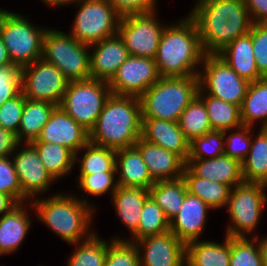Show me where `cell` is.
I'll list each match as a JSON object with an SVG mask.
<instances>
[{"mask_svg":"<svg viewBox=\"0 0 267 266\" xmlns=\"http://www.w3.org/2000/svg\"><path fill=\"white\" fill-rule=\"evenodd\" d=\"M258 236L259 235L254 234L251 237H256L257 240L260 239L258 242H259L261 252H262L263 264L264 266H267V235L262 238H259Z\"/></svg>","mask_w":267,"mask_h":266,"instance_id":"obj_53","label":"cell"},{"mask_svg":"<svg viewBox=\"0 0 267 266\" xmlns=\"http://www.w3.org/2000/svg\"><path fill=\"white\" fill-rule=\"evenodd\" d=\"M24 145L19 144L16 147V152L14 151L12 154L13 157H9L13 160L22 187V203L36 199L37 195L47 192L52 183L55 182L41 162L37 150L30 143ZM21 146L24 148L20 149Z\"/></svg>","mask_w":267,"mask_h":266,"instance_id":"obj_15","label":"cell"},{"mask_svg":"<svg viewBox=\"0 0 267 266\" xmlns=\"http://www.w3.org/2000/svg\"><path fill=\"white\" fill-rule=\"evenodd\" d=\"M134 146L140 151L142 159L155 182L175 180L182 177L186 162L176 153L150 143L141 137Z\"/></svg>","mask_w":267,"mask_h":266,"instance_id":"obj_20","label":"cell"},{"mask_svg":"<svg viewBox=\"0 0 267 266\" xmlns=\"http://www.w3.org/2000/svg\"><path fill=\"white\" fill-rule=\"evenodd\" d=\"M210 209L200 198L187 192L179 212L170 220V231L185 245L200 240Z\"/></svg>","mask_w":267,"mask_h":266,"instance_id":"obj_18","label":"cell"},{"mask_svg":"<svg viewBox=\"0 0 267 266\" xmlns=\"http://www.w3.org/2000/svg\"><path fill=\"white\" fill-rule=\"evenodd\" d=\"M104 266H140L139 252L133 242L116 237L109 241Z\"/></svg>","mask_w":267,"mask_h":266,"instance_id":"obj_41","label":"cell"},{"mask_svg":"<svg viewBox=\"0 0 267 266\" xmlns=\"http://www.w3.org/2000/svg\"><path fill=\"white\" fill-rule=\"evenodd\" d=\"M83 197L82 194V200L75 194L61 192L44 199H33L29 207L34 208L43 225L70 245L88 239L94 233L90 225L96 208Z\"/></svg>","mask_w":267,"mask_h":266,"instance_id":"obj_3","label":"cell"},{"mask_svg":"<svg viewBox=\"0 0 267 266\" xmlns=\"http://www.w3.org/2000/svg\"><path fill=\"white\" fill-rule=\"evenodd\" d=\"M91 78L109 83L117 69L129 57L128 50L118 34L90 45Z\"/></svg>","mask_w":267,"mask_h":266,"instance_id":"obj_19","label":"cell"},{"mask_svg":"<svg viewBox=\"0 0 267 266\" xmlns=\"http://www.w3.org/2000/svg\"><path fill=\"white\" fill-rule=\"evenodd\" d=\"M121 15L147 13L156 10V0H108Z\"/></svg>","mask_w":267,"mask_h":266,"instance_id":"obj_48","label":"cell"},{"mask_svg":"<svg viewBox=\"0 0 267 266\" xmlns=\"http://www.w3.org/2000/svg\"><path fill=\"white\" fill-rule=\"evenodd\" d=\"M253 23H267V0H244Z\"/></svg>","mask_w":267,"mask_h":266,"instance_id":"obj_50","label":"cell"},{"mask_svg":"<svg viewBox=\"0 0 267 266\" xmlns=\"http://www.w3.org/2000/svg\"><path fill=\"white\" fill-rule=\"evenodd\" d=\"M115 176H117L116 171L79 175L77 180L79 182L78 189L85 194L97 197L110 191L112 196L118 186Z\"/></svg>","mask_w":267,"mask_h":266,"instance_id":"obj_43","label":"cell"},{"mask_svg":"<svg viewBox=\"0 0 267 266\" xmlns=\"http://www.w3.org/2000/svg\"><path fill=\"white\" fill-rule=\"evenodd\" d=\"M186 167L195 176L227 184L231 188L244 182L242 164L224 154L212 159H188Z\"/></svg>","mask_w":267,"mask_h":266,"instance_id":"obj_22","label":"cell"},{"mask_svg":"<svg viewBox=\"0 0 267 266\" xmlns=\"http://www.w3.org/2000/svg\"><path fill=\"white\" fill-rule=\"evenodd\" d=\"M199 75L160 77L140 98L142 118L178 122L196 97Z\"/></svg>","mask_w":267,"mask_h":266,"instance_id":"obj_5","label":"cell"},{"mask_svg":"<svg viewBox=\"0 0 267 266\" xmlns=\"http://www.w3.org/2000/svg\"><path fill=\"white\" fill-rule=\"evenodd\" d=\"M12 65L6 46L0 36V66Z\"/></svg>","mask_w":267,"mask_h":266,"instance_id":"obj_52","label":"cell"},{"mask_svg":"<svg viewBox=\"0 0 267 266\" xmlns=\"http://www.w3.org/2000/svg\"><path fill=\"white\" fill-rule=\"evenodd\" d=\"M178 123L189 142L213 131L204 101L198 95L181 113Z\"/></svg>","mask_w":267,"mask_h":266,"instance_id":"obj_36","label":"cell"},{"mask_svg":"<svg viewBox=\"0 0 267 266\" xmlns=\"http://www.w3.org/2000/svg\"><path fill=\"white\" fill-rule=\"evenodd\" d=\"M85 151L82 158L78 154ZM75 153V163L79 162L80 175L116 171V150L99 146L88 141L80 150Z\"/></svg>","mask_w":267,"mask_h":266,"instance_id":"obj_35","label":"cell"},{"mask_svg":"<svg viewBox=\"0 0 267 266\" xmlns=\"http://www.w3.org/2000/svg\"><path fill=\"white\" fill-rule=\"evenodd\" d=\"M254 138L247 157L241 163L243 181L267 185V128H260Z\"/></svg>","mask_w":267,"mask_h":266,"instance_id":"obj_32","label":"cell"},{"mask_svg":"<svg viewBox=\"0 0 267 266\" xmlns=\"http://www.w3.org/2000/svg\"><path fill=\"white\" fill-rule=\"evenodd\" d=\"M182 178L187 192L200 198L211 209L216 210L227 206L232 189L229 185L195 176L186 166Z\"/></svg>","mask_w":267,"mask_h":266,"instance_id":"obj_29","label":"cell"},{"mask_svg":"<svg viewBox=\"0 0 267 266\" xmlns=\"http://www.w3.org/2000/svg\"><path fill=\"white\" fill-rule=\"evenodd\" d=\"M24 105L25 96L22 92L1 105L0 127L12 131L17 135Z\"/></svg>","mask_w":267,"mask_h":266,"instance_id":"obj_46","label":"cell"},{"mask_svg":"<svg viewBox=\"0 0 267 266\" xmlns=\"http://www.w3.org/2000/svg\"><path fill=\"white\" fill-rule=\"evenodd\" d=\"M241 78L249 83L264 78L259 72L249 33L237 37L218 54Z\"/></svg>","mask_w":267,"mask_h":266,"instance_id":"obj_24","label":"cell"},{"mask_svg":"<svg viewBox=\"0 0 267 266\" xmlns=\"http://www.w3.org/2000/svg\"><path fill=\"white\" fill-rule=\"evenodd\" d=\"M197 95L204 101L213 131H231L243 125L240 106L205 94L200 87Z\"/></svg>","mask_w":267,"mask_h":266,"instance_id":"obj_33","label":"cell"},{"mask_svg":"<svg viewBox=\"0 0 267 266\" xmlns=\"http://www.w3.org/2000/svg\"><path fill=\"white\" fill-rule=\"evenodd\" d=\"M76 250L67 259L68 266H104L109 242L93 233L88 239L77 242Z\"/></svg>","mask_w":267,"mask_h":266,"instance_id":"obj_38","label":"cell"},{"mask_svg":"<svg viewBox=\"0 0 267 266\" xmlns=\"http://www.w3.org/2000/svg\"><path fill=\"white\" fill-rule=\"evenodd\" d=\"M56 107L57 105L48 101L25 98L21 123L16 135L19 143H32L37 140L42 128L48 122L51 113Z\"/></svg>","mask_w":267,"mask_h":266,"instance_id":"obj_28","label":"cell"},{"mask_svg":"<svg viewBox=\"0 0 267 266\" xmlns=\"http://www.w3.org/2000/svg\"><path fill=\"white\" fill-rule=\"evenodd\" d=\"M89 141V133L70 117L60 106L51 113L37 140L69 148L77 153Z\"/></svg>","mask_w":267,"mask_h":266,"instance_id":"obj_17","label":"cell"},{"mask_svg":"<svg viewBox=\"0 0 267 266\" xmlns=\"http://www.w3.org/2000/svg\"><path fill=\"white\" fill-rule=\"evenodd\" d=\"M24 206V203L18 204L0 216V256L14 253L26 239L31 220Z\"/></svg>","mask_w":267,"mask_h":266,"instance_id":"obj_25","label":"cell"},{"mask_svg":"<svg viewBox=\"0 0 267 266\" xmlns=\"http://www.w3.org/2000/svg\"><path fill=\"white\" fill-rule=\"evenodd\" d=\"M266 188L263 183L243 182L231 189L226 206L230 225L225 236L246 238V234L254 233L266 206Z\"/></svg>","mask_w":267,"mask_h":266,"instance_id":"obj_9","label":"cell"},{"mask_svg":"<svg viewBox=\"0 0 267 266\" xmlns=\"http://www.w3.org/2000/svg\"><path fill=\"white\" fill-rule=\"evenodd\" d=\"M178 22V23H177ZM167 25L154 58L161 77L199 75L204 56L196 22L186 16Z\"/></svg>","mask_w":267,"mask_h":266,"instance_id":"obj_2","label":"cell"},{"mask_svg":"<svg viewBox=\"0 0 267 266\" xmlns=\"http://www.w3.org/2000/svg\"><path fill=\"white\" fill-rule=\"evenodd\" d=\"M250 238L230 237V266H264L259 242Z\"/></svg>","mask_w":267,"mask_h":266,"instance_id":"obj_39","label":"cell"},{"mask_svg":"<svg viewBox=\"0 0 267 266\" xmlns=\"http://www.w3.org/2000/svg\"><path fill=\"white\" fill-rule=\"evenodd\" d=\"M156 12L132 13L121 16L117 34L129 55L154 59L166 25L159 22Z\"/></svg>","mask_w":267,"mask_h":266,"instance_id":"obj_12","label":"cell"},{"mask_svg":"<svg viewBox=\"0 0 267 266\" xmlns=\"http://www.w3.org/2000/svg\"><path fill=\"white\" fill-rule=\"evenodd\" d=\"M18 204L8 195L0 193V215L10 212Z\"/></svg>","mask_w":267,"mask_h":266,"instance_id":"obj_51","label":"cell"},{"mask_svg":"<svg viewBox=\"0 0 267 266\" xmlns=\"http://www.w3.org/2000/svg\"><path fill=\"white\" fill-rule=\"evenodd\" d=\"M224 131H212L190 142L188 159H212L224 154Z\"/></svg>","mask_w":267,"mask_h":266,"instance_id":"obj_40","label":"cell"},{"mask_svg":"<svg viewBox=\"0 0 267 266\" xmlns=\"http://www.w3.org/2000/svg\"><path fill=\"white\" fill-rule=\"evenodd\" d=\"M188 15L196 22L205 54H219L253 25L244 0H198Z\"/></svg>","mask_w":267,"mask_h":266,"instance_id":"obj_1","label":"cell"},{"mask_svg":"<svg viewBox=\"0 0 267 266\" xmlns=\"http://www.w3.org/2000/svg\"><path fill=\"white\" fill-rule=\"evenodd\" d=\"M21 14L0 9V36L13 65L20 68L42 58L43 38L48 28L36 27Z\"/></svg>","mask_w":267,"mask_h":266,"instance_id":"obj_6","label":"cell"},{"mask_svg":"<svg viewBox=\"0 0 267 266\" xmlns=\"http://www.w3.org/2000/svg\"><path fill=\"white\" fill-rule=\"evenodd\" d=\"M117 184L121 187L143 188L149 190L155 183L140 151L135 147L116 150Z\"/></svg>","mask_w":267,"mask_h":266,"instance_id":"obj_23","label":"cell"},{"mask_svg":"<svg viewBox=\"0 0 267 266\" xmlns=\"http://www.w3.org/2000/svg\"><path fill=\"white\" fill-rule=\"evenodd\" d=\"M38 155L47 172L56 181L69 175L75 166V154L64 146L48 142L30 143Z\"/></svg>","mask_w":267,"mask_h":266,"instance_id":"obj_31","label":"cell"},{"mask_svg":"<svg viewBox=\"0 0 267 266\" xmlns=\"http://www.w3.org/2000/svg\"><path fill=\"white\" fill-rule=\"evenodd\" d=\"M154 59L129 55L108 83L111 93L118 96L141 97L160 79Z\"/></svg>","mask_w":267,"mask_h":266,"instance_id":"obj_14","label":"cell"},{"mask_svg":"<svg viewBox=\"0 0 267 266\" xmlns=\"http://www.w3.org/2000/svg\"><path fill=\"white\" fill-rule=\"evenodd\" d=\"M134 244L140 266H186V245L171 231L141 238Z\"/></svg>","mask_w":267,"mask_h":266,"instance_id":"obj_16","label":"cell"},{"mask_svg":"<svg viewBox=\"0 0 267 266\" xmlns=\"http://www.w3.org/2000/svg\"><path fill=\"white\" fill-rule=\"evenodd\" d=\"M21 92V68L13 64L0 66V106Z\"/></svg>","mask_w":267,"mask_h":266,"instance_id":"obj_45","label":"cell"},{"mask_svg":"<svg viewBox=\"0 0 267 266\" xmlns=\"http://www.w3.org/2000/svg\"><path fill=\"white\" fill-rule=\"evenodd\" d=\"M149 196V190L119 185L111 196L119 220L129 229L131 235L138 229L142 208Z\"/></svg>","mask_w":267,"mask_h":266,"instance_id":"obj_26","label":"cell"},{"mask_svg":"<svg viewBox=\"0 0 267 266\" xmlns=\"http://www.w3.org/2000/svg\"><path fill=\"white\" fill-rule=\"evenodd\" d=\"M68 84L64 74L42 58L21 68V88L27 99L60 106Z\"/></svg>","mask_w":267,"mask_h":266,"instance_id":"obj_13","label":"cell"},{"mask_svg":"<svg viewBox=\"0 0 267 266\" xmlns=\"http://www.w3.org/2000/svg\"><path fill=\"white\" fill-rule=\"evenodd\" d=\"M90 45L70 34L47 29L43 38L42 59L56 66L69 81L91 78Z\"/></svg>","mask_w":267,"mask_h":266,"instance_id":"obj_7","label":"cell"},{"mask_svg":"<svg viewBox=\"0 0 267 266\" xmlns=\"http://www.w3.org/2000/svg\"><path fill=\"white\" fill-rule=\"evenodd\" d=\"M141 138L176 153L185 162L188 160L190 142L183 134L178 122L142 118Z\"/></svg>","mask_w":267,"mask_h":266,"instance_id":"obj_21","label":"cell"},{"mask_svg":"<svg viewBox=\"0 0 267 266\" xmlns=\"http://www.w3.org/2000/svg\"><path fill=\"white\" fill-rule=\"evenodd\" d=\"M170 231V221L165 217L163 210L149 196L142 208L138 229L131 235V239H124L135 242L141 238L161 235Z\"/></svg>","mask_w":267,"mask_h":266,"instance_id":"obj_37","label":"cell"},{"mask_svg":"<svg viewBox=\"0 0 267 266\" xmlns=\"http://www.w3.org/2000/svg\"><path fill=\"white\" fill-rule=\"evenodd\" d=\"M70 35L91 45L117 34L121 15L108 0H79Z\"/></svg>","mask_w":267,"mask_h":266,"instance_id":"obj_10","label":"cell"},{"mask_svg":"<svg viewBox=\"0 0 267 266\" xmlns=\"http://www.w3.org/2000/svg\"><path fill=\"white\" fill-rule=\"evenodd\" d=\"M0 193L10 196L17 204L22 203V187L12 158L0 157Z\"/></svg>","mask_w":267,"mask_h":266,"instance_id":"obj_44","label":"cell"},{"mask_svg":"<svg viewBox=\"0 0 267 266\" xmlns=\"http://www.w3.org/2000/svg\"><path fill=\"white\" fill-rule=\"evenodd\" d=\"M79 0H42V2L44 4H46L47 6H51V7H56V6H64V5H69V4H73L78 2Z\"/></svg>","mask_w":267,"mask_h":266,"instance_id":"obj_54","label":"cell"},{"mask_svg":"<svg viewBox=\"0 0 267 266\" xmlns=\"http://www.w3.org/2000/svg\"><path fill=\"white\" fill-rule=\"evenodd\" d=\"M223 243L196 240L186 245V266H230V237Z\"/></svg>","mask_w":267,"mask_h":266,"instance_id":"obj_27","label":"cell"},{"mask_svg":"<svg viewBox=\"0 0 267 266\" xmlns=\"http://www.w3.org/2000/svg\"><path fill=\"white\" fill-rule=\"evenodd\" d=\"M111 94L107 82L92 78L69 81L60 107L90 133Z\"/></svg>","mask_w":267,"mask_h":266,"instance_id":"obj_8","label":"cell"},{"mask_svg":"<svg viewBox=\"0 0 267 266\" xmlns=\"http://www.w3.org/2000/svg\"><path fill=\"white\" fill-rule=\"evenodd\" d=\"M240 110L243 125L253 127L259 121V128H267V77L249 83Z\"/></svg>","mask_w":267,"mask_h":266,"instance_id":"obj_30","label":"cell"},{"mask_svg":"<svg viewBox=\"0 0 267 266\" xmlns=\"http://www.w3.org/2000/svg\"><path fill=\"white\" fill-rule=\"evenodd\" d=\"M254 127H248L241 125L240 127L232 129V133L229 130L224 131L225 144H224V155L230 158L237 159L242 163L248 155L251 147L252 129ZM230 133L227 136V133Z\"/></svg>","mask_w":267,"mask_h":266,"instance_id":"obj_42","label":"cell"},{"mask_svg":"<svg viewBox=\"0 0 267 266\" xmlns=\"http://www.w3.org/2000/svg\"><path fill=\"white\" fill-rule=\"evenodd\" d=\"M199 72V87L208 95L241 107L249 82L218 54H206Z\"/></svg>","mask_w":267,"mask_h":266,"instance_id":"obj_11","label":"cell"},{"mask_svg":"<svg viewBox=\"0 0 267 266\" xmlns=\"http://www.w3.org/2000/svg\"><path fill=\"white\" fill-rule=\"evenodd\" d=\"M19 144L15 133L0 127V157L11 156Z\"/></svg>","mask_w":267,"mask_h":266,"instance_id":"obj_49","label":"cell"},{"mask_svg":"<svg viewBox=\"0 0 267 266\" xmlns=\"http://www.w3.org/2000/svg\"><path fill=\"white\" fill-rule=\"evenodd\" d=\"M251 40L257 68L267 77V23H253Z\"/></svg>","mask_w":267,"mask_h":266,"instance_id":"obj_47","label":"cell"},{"mask_svg":"<svg viewBox=\"0 0 267 266\" xmlns=\"http://www.w3.org/2000/svg\"><path fill=\"white\" fill-rule=\"evenodd\" d=\"M150 196L170 221L180 210L187 188L181 177L175 180L156 181L149 189Z\"/></svg>","mask_w":267,"mask_h":266,"instance_id":"obj_34","label":"cell"},{"mask_svg":"<svg viewBox=\"0 0 267 266\" xmlns=\"http://www.w3.org/2000/svg\"><path fill=\"white\" fill-rule=\"evenodd\" d=\"M140 98L111 94L106 100L89 141L114 150L135 145L141 137Z\"/></svg>","mask_w":267,"mask_h":266,"instance_id":"obj_4","label":"cell"}]
</instances>
